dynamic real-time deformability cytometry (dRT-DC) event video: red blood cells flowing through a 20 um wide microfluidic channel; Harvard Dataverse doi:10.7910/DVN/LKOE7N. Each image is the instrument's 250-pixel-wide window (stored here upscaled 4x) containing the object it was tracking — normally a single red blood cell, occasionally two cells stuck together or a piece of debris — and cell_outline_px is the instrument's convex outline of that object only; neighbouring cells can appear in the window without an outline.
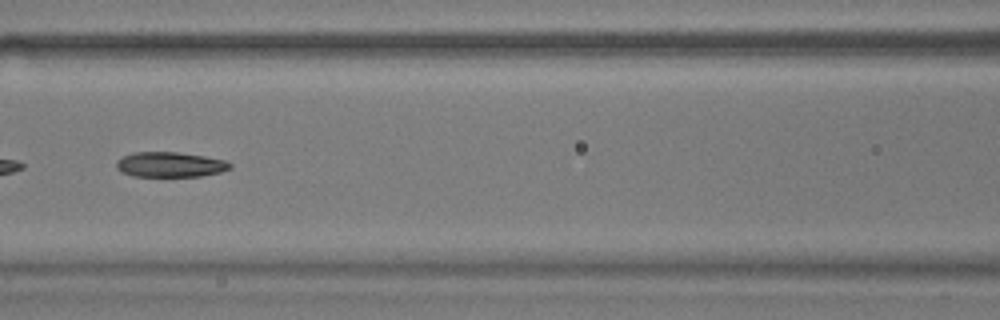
{"species": "common noctule bat (a hibernating species)", "species_latin": "Nyctalus noctula", "temperature_condition": "warm", "stored_images_in_passage": 35, "camera_frame_rate_fps": 3000, "um_per_image_px": 0.085, "animal": {"sex": "male", "body_mass_g": 17.9}, "frame": {"image": 1, "passage_image": 11, "time_ms": 3.333, "image_size_px": [1000, 320], "cell_outline_px": [[232, 168], [220, 172], [200, 176], [132, 176], [120, 172], [116, 168], [116, 160], [132, 152], [176, 152], [204, 156], [224, 160], [232, 164]], "centroid_in_image_um": [14.43, 13.99], "position_along_channel_um": 152.2, "area_um2": 16.65}, "authors_computed_cell_mechanics": {"area_um2": 17.34, "velocity_mm_per_s": 3.7032, "shape_relaxation_time_tau1_ms": null, "shape_relaxation_time_tau2_ms": 4.2601, "deformation_change_tau1": null, "deformation_change_tau2": 0.1094}}